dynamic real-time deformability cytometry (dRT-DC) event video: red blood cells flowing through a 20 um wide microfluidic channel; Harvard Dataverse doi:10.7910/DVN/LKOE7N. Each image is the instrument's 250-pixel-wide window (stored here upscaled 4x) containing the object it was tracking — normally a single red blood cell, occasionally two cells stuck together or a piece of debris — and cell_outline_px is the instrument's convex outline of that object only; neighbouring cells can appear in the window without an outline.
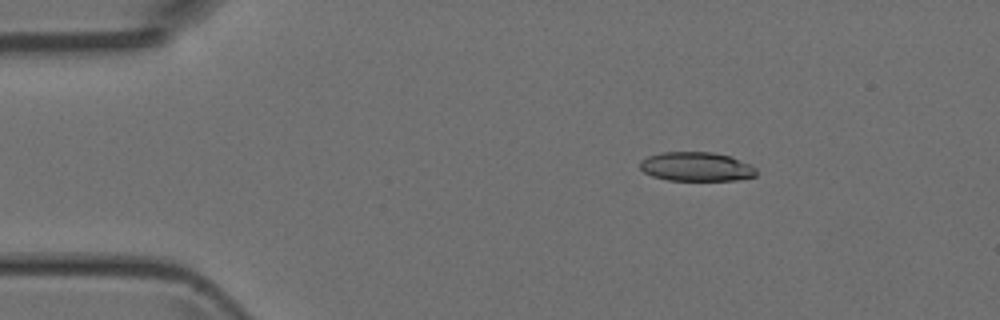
{"species": "Egyptian fruit bat (a non-hibernating species)", "species_latin": "Rousettus aegyptiacus", "temperature_condition": "room temperature", "stored_images_in_passage": 6, "camera_frame_rate_fps": 3000, "um_per_image_px": 0.085, "animal": {"sex": "female"}, "frame": {"image": 1, "passage_image": 3, "time_ms": 2.333, "image_size_px": [1000, 320], "cell_outline_px": [[756, 176], [736, 180], [668, 180], [652, 176], [644, 172], [640, 168], [640, 160], [648, 156], [660, 152], [712, 152], [728, 156], [748, 164], [756, 168]], "centroid_in_image_um": [59.15, 14.17], "position_along_channel_um": 25.9, "area_um2": 19.59}}
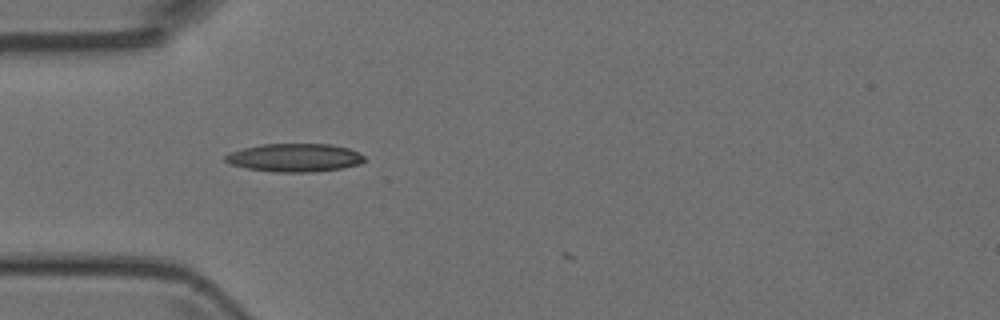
{"frame": {"image": 2, "passage_image": 5, "time_ms": 4.667, "image_size_px": [1000, 320], "cell_outline_px": [[368, 160], [360, 164], [344, 168], [312, 172], [276, 172], [248, 168], [228, 164], [224, 160], [224, 156], [228, 152], [260, 144], [332, 144], [348, 148], [360, 152]], "centroid_in_image_um": [25.07, 13.4], "position_along_channel_um": 59.9, "area_um2": 23.18}}
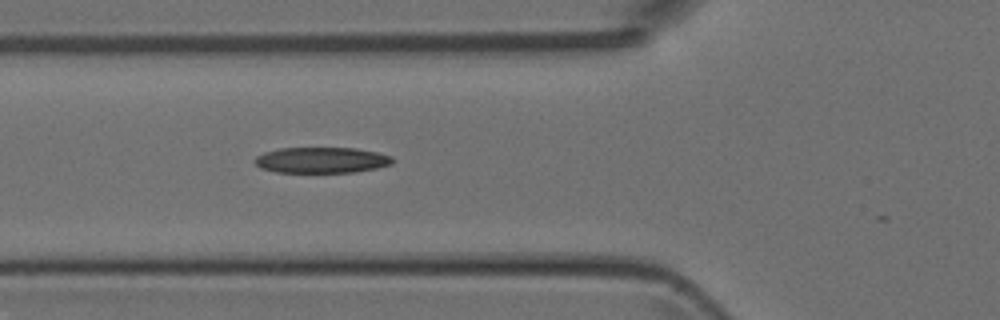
{"frame": {"image": 3, "passage_image": 6, "time_ms": 5.667, "image_size_px": [1000, 320], "cell_outline_px": [[392, 164], [376, 168], [356, 172], [276, 172], [260, 168], [252, 160], [256, 156], [264, 152], [280, 148], [356, 148], [376, 152], [392, 156]], "centroid_in_image_um": [27.3, 13.61], "position_along_channel_um": 98.5, "area_um2": 20.75}}